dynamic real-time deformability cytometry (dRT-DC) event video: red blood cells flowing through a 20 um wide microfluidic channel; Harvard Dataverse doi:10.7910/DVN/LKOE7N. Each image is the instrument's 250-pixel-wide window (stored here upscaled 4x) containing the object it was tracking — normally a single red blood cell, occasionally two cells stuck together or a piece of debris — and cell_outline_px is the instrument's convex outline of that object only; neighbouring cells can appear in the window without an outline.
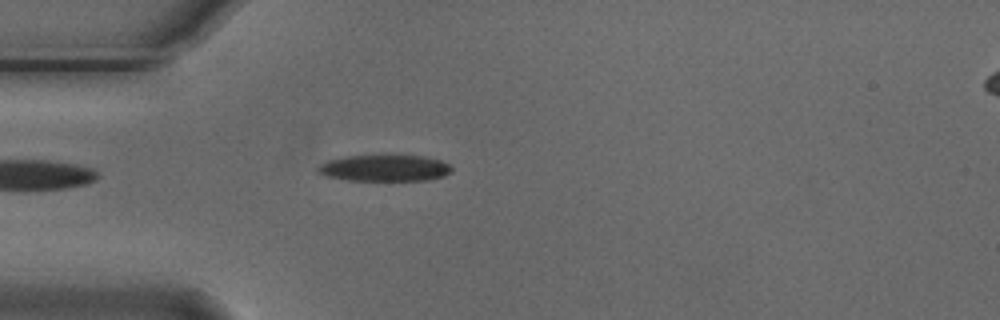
{"species": "Egyptian fruit bat (a non-hibernating species)", "species_latin": "Rousettus aegyptiacus", "temperature_condition": "cold", "stored_images_in_passage": 2, "camera_frame_rate_fps": 3000, "um_per_image_px": 0.085, "animal": {"sex": "male"}, "frame": {"image": 1, "passage_image": 2, "time_ms": 0.333, "image_size_px": [1000, 320], "cell_outline_px": [[452, 172], [444, 176], [428, 180], [348, 180], [324, 176], [316, 172], [316, 168], [320, 164], [328, 160], [348, 156], [424, 156], [440, 160], [448, 164], [452, 168]], "centroid_in_image_um": [32.67, 14.29], "position_along_channel_um": 52.3, "area_um2": 20.52}}